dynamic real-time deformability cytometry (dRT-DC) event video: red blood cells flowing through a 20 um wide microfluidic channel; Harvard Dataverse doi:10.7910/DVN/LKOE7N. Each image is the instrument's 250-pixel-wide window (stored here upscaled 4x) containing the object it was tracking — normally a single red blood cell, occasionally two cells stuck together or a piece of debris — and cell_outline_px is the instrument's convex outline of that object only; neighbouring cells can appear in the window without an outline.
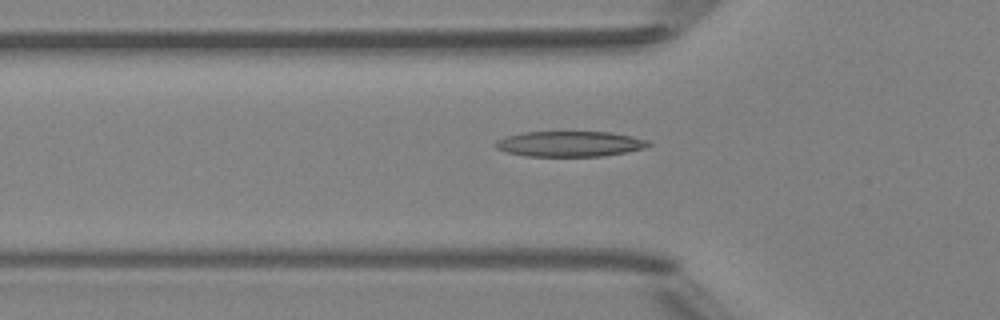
{"species": "Egyptian fruit bat (a non-hibernating species)", "species_latin": "Rousettus aegyptiacus", "temperature_condition": "room temperature", "stored_images_in_passage": 34, "camera_frame_rate_fps": 3000, "um_per_image_px": 0.085, "animal": {"sex": "female"}, "frame": {"image": 1, "passage_image": 5, "time_ms": 1.333, "image_size_px": [1000, 320], "cell_outline_px": [[652, 144], [644, 148], [628, 152], [604, 156], [524, 156], [504, 152], [496, 148], [492, 144], [496, 140], [508, 136], [524, 132], [612, 132], [632, 136], [648, 140]], "centroid_in_image_um": [48.42, 12.23], "position_along_channel_um": 77.4, "area_um2": 22.89}}
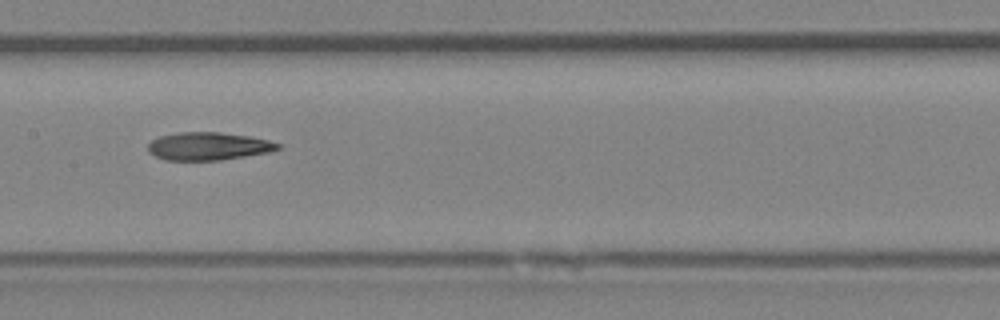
{"frame": {"image": 2, "passage_image": 13, "time_ms": 4.0, "image_size_px": [1000, 320], "cell_outline_px": [[280, 148], [268, 152], [220, 160], [164, 160], [148, 152], [148, 144], [152, 140], [160, 136], [176, 132], [220, 132], [248, 136], [268, 140], [280, 144]], "centroid_in_image_um": [17.67, 12.42], "position_along_channel_um": 189.7, "area_um2": 20.98}}
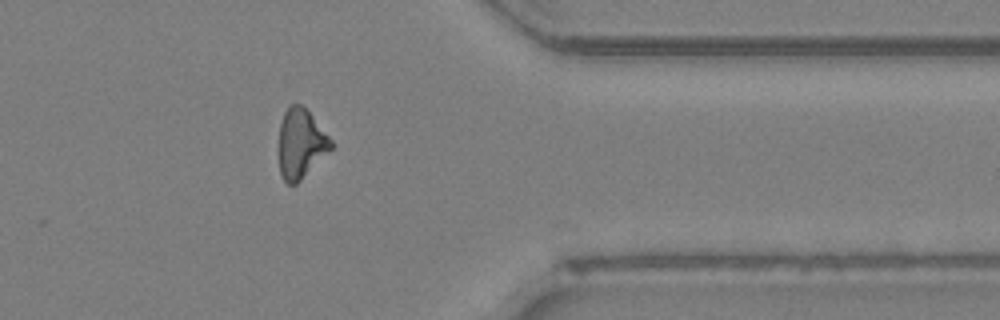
{"frame": {"image": 3, "passage_image": 28, "time_ms": 9.0, "image_size_px": [1000, 320], "cell_outline_px": [[332, 148], [296, 184], [288, 184], [284, 180], [280, 172], [280, 124], [284, 112], [292, 104], [300, 104], [312, 116], [332, 140]], "centroid_in_image_um": [25.57, 12.21], "position_along_channel_um": 385.8, "area_um2": 20.46}}